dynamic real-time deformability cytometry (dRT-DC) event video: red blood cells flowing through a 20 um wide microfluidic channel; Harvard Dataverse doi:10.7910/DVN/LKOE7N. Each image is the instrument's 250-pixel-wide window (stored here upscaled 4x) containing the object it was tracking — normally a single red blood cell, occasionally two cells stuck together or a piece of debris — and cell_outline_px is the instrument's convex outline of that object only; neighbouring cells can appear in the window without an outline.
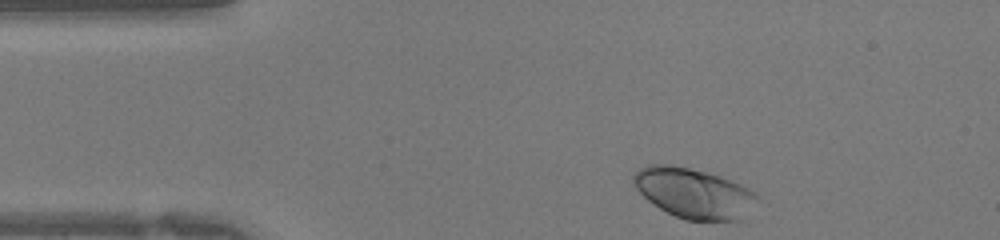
{"species": "human", "species_latin": "Homo sapiens", "temperature_condition": "warm", "stored_images_in_passage": 29, "camera_frame_rate_fps": 3000, "um_per_image_px": 0.085, "donor": {"sex": "female"}, "frame": {"image": 1, "passage_image": 1, "time_ms": 0.0, "image_size_px": [1000, 240], "cell_outline_px": [[756, 196], [740, 220], [684, 220], [660, 208], [648, 200], [636, 188], [632, 180], [632, 176], [640, 168], [648, 164], [672, 164], [720, 176], [740, 184], [756, 192]], "centroid_in_image_um": [58.9, 16.39], "position_along_channel_um": 26.1, "area_um2": 35.32}}
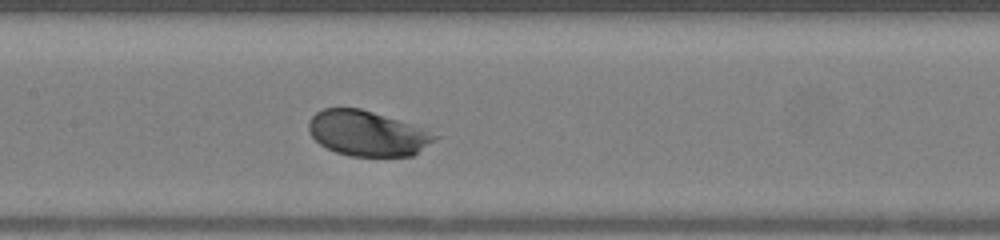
{"frame": {"image": 2, "passage_image": 14, "time_ms": 4.333, "image_size_px": [1000, 240], "cell_outline_px": [[440, 136], [412, 156], [348, 156], [336, 152], [320, 144], [312, 136], [308, 128], [308, 120], [316, 112], [324, 108], [360, 108], [412, 124], [424, 128]], "centroid_in_image_um": [31.21, 11.33], "position_along_channel_um": 176.2, "area_um2": 33.12}}
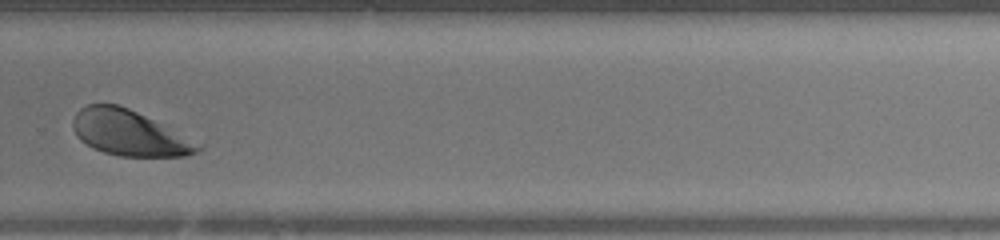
{"frame": {"image": 3, "passage_image": 23, "time_ms": 7.333, "image_size_px": [1000, 240], "cell_outline_px": [[204, 148], [196, 152], [184, 156], [120, 156], [104, 152], [92, 148], [80, 140], [76, 136], [72, 128], [72, 120], [76, 112], [80, 108], [88, 104], [116, 104], [128, 108], [204, 144]], "centroid_in_image_um": [10.98, 11.31], "position_along_channel_um": 318.8, "area_um2": 33.18}}